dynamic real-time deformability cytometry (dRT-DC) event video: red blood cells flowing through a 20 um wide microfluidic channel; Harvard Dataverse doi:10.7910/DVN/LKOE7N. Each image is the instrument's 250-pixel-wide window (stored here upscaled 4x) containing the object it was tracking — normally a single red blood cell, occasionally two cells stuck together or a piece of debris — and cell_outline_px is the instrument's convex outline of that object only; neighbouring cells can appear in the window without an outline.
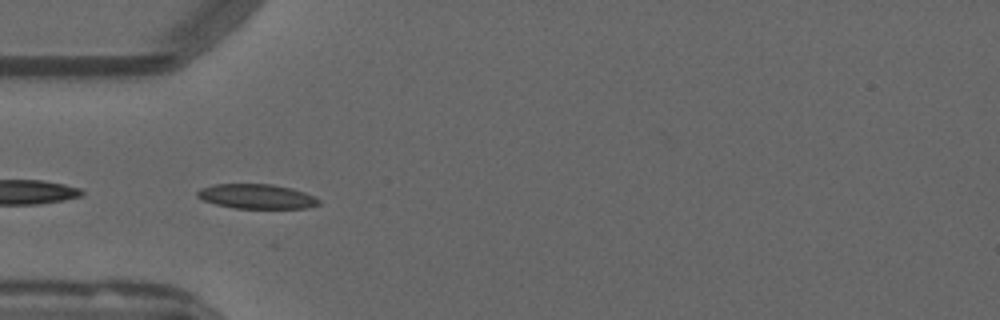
{"species": "common noctule bat (a hibernating species)", "species_latin": "Nyctalus noctula", "temperature_condition": "warm", "stored_images_in_passage": 13, "camera_frame_rate_fps": 3000, "um_per_image_px": 0.085, "animal": {"sex": "male", "forearm_length_mm": 52.5}, "frame": {"image": 1, "passage_image": 1, "time_ms": 0.0, "image_size_px": [1000, 320], "cell_outline_px": [[320, 204], [308, 208], [232, 208], [216, 204], [204, 200], [196, 196], [196, 192], [200, 188], [216, 184], [272, 184], [292, 188], [304, 192], [320, 200]], "centroid_in_image_um": [21.81, 16.69], "position_along_channel_um": 63.2, "area_um2": 17.4}}
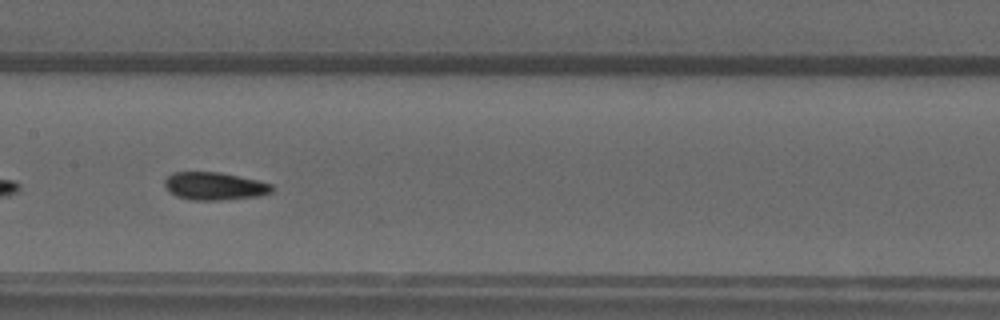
{"frame": {"image": 2, "passage_image": 11, "time_ms": 3.333, "image_size_px": [1000, 320], "cell_outline_px": [[276, 188], [272, 192], [260, 196], [220, 200], [192, 200], [176, 196], [168, 192], [164, 184], [164, 180], [172, 172], [220, 172], [256, 180], [272, 184]], "centroid_in_image_um": [18.23, 15.82], "position_along_channel_um": 189.2, "area_um2": 17.51}}